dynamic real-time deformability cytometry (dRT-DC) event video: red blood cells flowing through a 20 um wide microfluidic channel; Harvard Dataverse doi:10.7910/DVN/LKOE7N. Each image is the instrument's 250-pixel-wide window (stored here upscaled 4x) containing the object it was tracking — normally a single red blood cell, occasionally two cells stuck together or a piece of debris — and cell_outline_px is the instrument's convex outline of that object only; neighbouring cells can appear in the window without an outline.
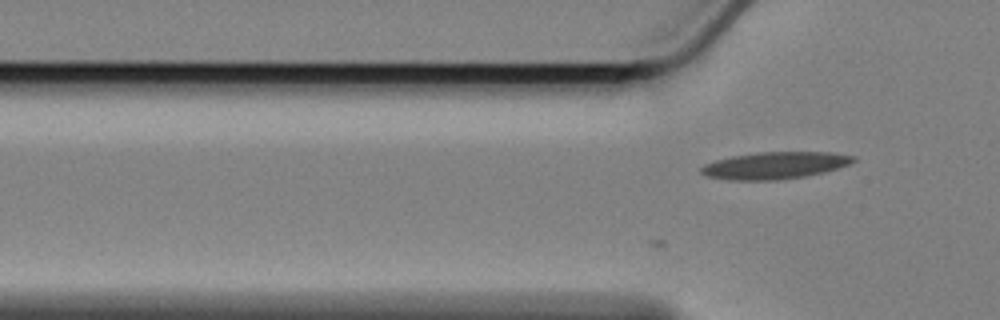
{"species": "Egyptian fruit bat (a non-hibernating species)", "species_latin": "Rousettus aegyptiacus", "temperature_condition": "cold", "stored_images_in_passage": 9, "camera_frame_rate_fps": 3000, "um_per_image_px": 0.085, "animal": {"sex": "female"}, "frame": {"image": 1, "passage_image": 9, "time_ms": 2.667, "image_size_px": [1000, 320], "cell_outline_px": [[856, 160], [848, 164], [824, 172], [804, 176], [780, 180], [728, 180], [704, 176], [700, 172], [700, 168], [704, 164], [716, 160], [732, 156], [756, 152], [832, 152], [856, 156]], "centroid_in_image_um": [65.83, 14.06], "position_along_channel_um": 60.0, "area_um2": 24.04}}